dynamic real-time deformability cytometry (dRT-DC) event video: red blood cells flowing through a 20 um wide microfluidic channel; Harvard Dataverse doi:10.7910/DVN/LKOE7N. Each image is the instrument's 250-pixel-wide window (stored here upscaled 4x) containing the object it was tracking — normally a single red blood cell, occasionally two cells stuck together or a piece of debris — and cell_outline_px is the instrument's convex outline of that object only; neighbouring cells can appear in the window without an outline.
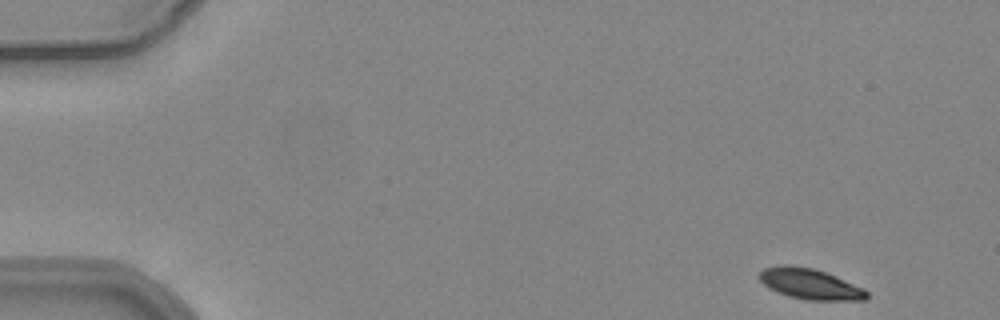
{"species": "common noctule bat (a hibernating species)", "species_latin": "Nyctalus noctula", "temperature_condition": "warm", "stored_images_in_passage": 51, "camera_frame_rate_fps": 3000, "um_per_image_px": 0.085, "animal": {"sex": "female", "body_mass_g": 24.6, "forearm_length_mm": 56.2}, "frame": {"image": 1, "passage_image": 1, "time_ms": 0.0, "image_size_px": [1000, 320], "cell_outline_px": [[868, 300], [808, 300], [788, 296], [776, 292], [768, 288], [760, 280], [760, 272], [764, 268], [780, 264], [792, 264], [812, 268], [836, 276], [864, 288], [868, 292]], "centroid_in_image_um": [68.85, 24.13], "position_along_channel_um": 16.1, "area_um2": 19.31}}
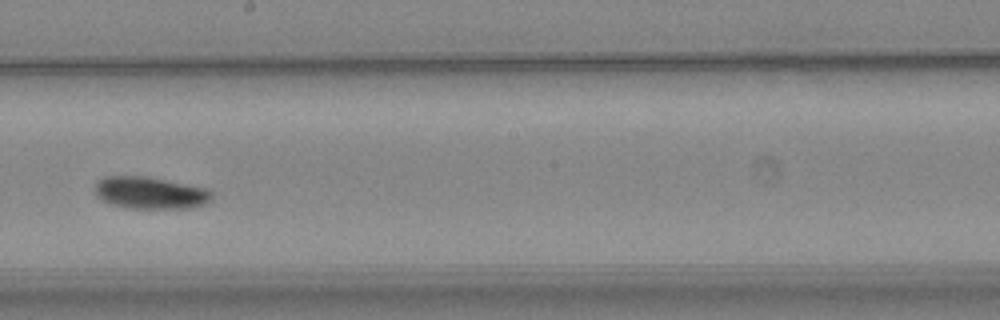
{"frame": {"image": 2, "passage_image": 28, "time_ms": 9.0, "image_size_px": [1000, 320], "cell_outline_px": [[212, 200], [208, 204], [192, 208], [128, 208], [112, 204], [96, 196], [92, 188], [104, 176], [148, 176], [204, 188], [212, 192]], "centroid_in_image_um": [12.77, 16.39], "position_along_channel_um": 235.4, "area_um2": 21.96}}
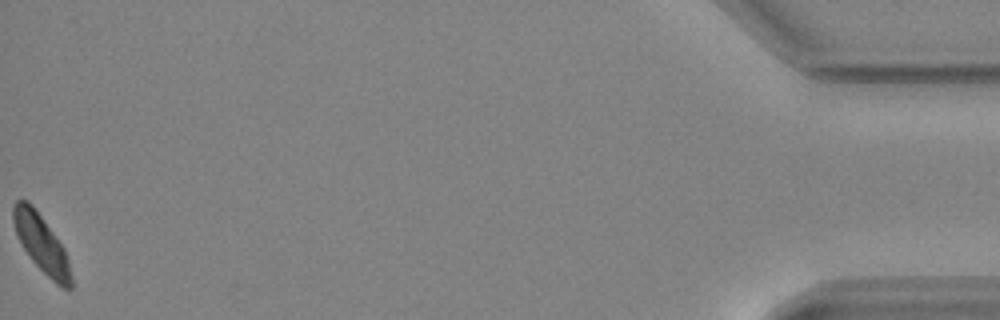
{"frame": {"image": 3, "passage_image": 51, "time_ms": 16.667, "image_size_px": [1000, 320], "cell_outline_px": [[72, 288], [60, 288], [32, 260], [20, 244], [12, 220], [12, 204], [16, 200], [28, 200], [32, 204], [64, 248], [68, 260], [72, 276]], "centroid_in_image_um": [3.5, 20.69], "position_along_channel_um": 431.7, "area_um2": 19.31}, "authors_computed_cell_mechanics": {"area_um2": 20.7502, "velocity_mm_per_s": 3.8456, "shape_relaxation_time_tau1_ms": 2.8787, "shape_relaxation_time_tau2_ms": null, "deformation_change_tau1": 0.0994, "deformation_change_tau2": null}}